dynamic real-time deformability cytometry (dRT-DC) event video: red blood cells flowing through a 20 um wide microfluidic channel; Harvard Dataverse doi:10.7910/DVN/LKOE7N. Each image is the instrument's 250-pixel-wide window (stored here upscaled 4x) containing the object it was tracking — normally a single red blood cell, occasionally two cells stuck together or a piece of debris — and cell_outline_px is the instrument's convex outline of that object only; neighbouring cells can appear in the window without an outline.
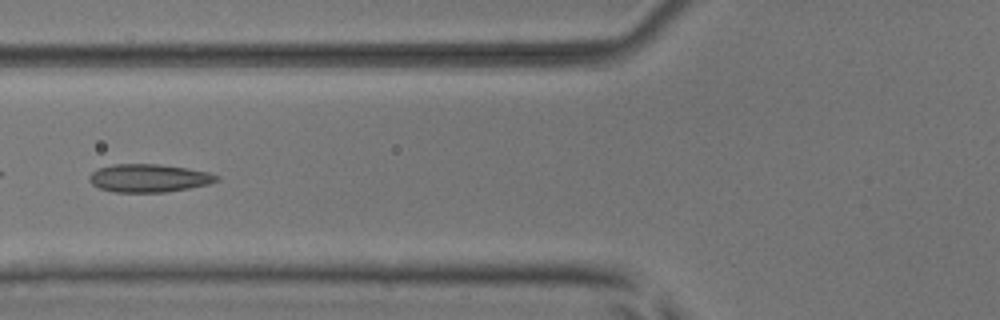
{"species": "common noctule bat (a hibernating species)", "species_latin": "Nyctalus noctula", "temperature_condition": "room temperature", "stored_images_in_passage": 38, "camera_frame_rate_fps": 3000, "um_per_image_px": 0.085, "animal": {"sex": "male", "body_mass_g": 17.9, "forearm_length_mm": 54.2}, "frame": {"image": 1, "passage_image": 10, "time_ms": 3.0, "image_size_px": [1000, 320], "cell_outline_px": [[220, 180], [208, 184], [188, 188], [164, 192], [116, 192], [100, 188], [92, 184], [88, 180], [88, 176], [96, 168], [112, 164], [160, 164], [188, 168], [208, 172], [220, 176]], "centroid_in_image_um": [12.64, 15.13], "position_along_channel_um": 113.2, "area_um2": 20.92}, "authors_computed_cell_mechanics": {"area_um2": 19.2185, "velocity_mm_per_s": 3.9172, "shape_relaxation_time_tau1_ms": 6.9013, "shape_relaxation_time_tau2_ms": 1.6753, "deformation_change_tau1": 0.1469, "deformation_change_tau2": 0.0696}}